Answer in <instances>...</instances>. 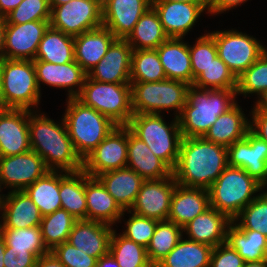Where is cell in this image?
Segmentation results:
<instances>
[{"mask_svg": "<svg viewBox=\"0 0 267 267\" xmlns=\"http://www.w3.org/2000/svg\"><path fill=\"white\" fill-rule=\"evenodd\" d=\"M227 166V147L204 137H183L172 174L181 186L208 189Z\"/></svg>", "mask_w": 267, "mask_h": 267, "instance_id": "obj_1", "label": "cell"}, {"mask_svg": "<svg viewBox=\"0 0 267 267\" xmlns=\"http://www.w3.org/2000/svg\"><path fill=\"white\" fill-rule=\"evenodd\" d=\"M29 110V137L31 150L36 152L52 171L78 172L83 160L77 154L62 118L61 124Z\"/></svg>", "mask_w": 267, "mask_h": 267, "instance_id": "obj_2", "label": "cell"}, {"mask_svg": "<svg viewBox=\"0 0 267 267\" xmlns=\"http://www.w3.org/2000/svg\"><path fill=\"white\" fill-rule=\"evenodd\" d=\"M237 89H200L190 85L178 117L183 137H204L218 116L236 103Z\"/></svg>", "mask_w": 267, "mask_h": 267, "instance_id": "obj_3", "label": "cell"}, {"mask_svg": "<svg viewBox=\"0 0 267 267\" xmlns=\"http://www.w3.org/2000/svg\"><path fill=\"white\" fill-rule=\"evenodd\" d=\"M67 100L63 119L77 154L84 160L117 125L76 97Z\"/></svg>", "mask_w": 267, "mask_h": 267, "instance_id": "obj_4", "label": "cell"}, {"mask_svg": "<svg viewBox=\"0 0 267 267\" xmlns=\"http://www.w3.org/2000/svg\"><path fill=\"white\" fill-rule=\"evenodd\" d=\"M127 127L172 171L179 158L183 139L178 118L167 125L160 114H133Z\"/></svg>", "mask_w": 267, "mask_h": 267, "instance_id": "obj_5", "label": "cell"}, {"mask_svg": "<svg viewBox=\"0 0 267 267\" xmlns=\"http://www.w3.org/2000/svg\"><path fill=\"white\" fill-rule=\"evenodd\" d=\"M262 189L265 188L244 169L227 166L207 189L210 207L233 220L257 197L254 193L262 192Z\"/></svg>", "mask_w": 267, "mask_h": 267, "instance_id": "obj_6", "label": "cell"}, {"mask_svg": "<svg viewBox=\"0 0 267 267\" xmlns=\"http://www.w3.org/2000/svg\"><path fill=\"white\" fill-rule=\"evenodd\" d=\"M0 86L5 108L27 109L38 107L41 90L31 60H0Z\"/></svg>", "mask_w": 267, "mask_h": 267, "instance_id": "obj_7", "label": "cell"}, {"mask_svg": "<svg viewBox=\"0 0 267 267\" xmlns=\"http://www.w3.org/2000/svg\"><path fill=\"white\" fill-rule=\"evenodd\" d=\"M76 98L108 117L117 126H127L133 116L130 83H106L86 76Z\"/></svg>", "mask_w": 267, "mask_h": 267, "instance_id": "obj_8", "label": "cell"}, {"mask_svg": "<svg viewBox=\"0 0 267 267\" xmlns=\"http://www.w3.org/2000/svg\"><path fill=\"white\" fill-rule=\"evenodd\" d=\"M133 114H160L175 109V117L182 112L189 84L172 79L159 82H130ZM179 114H178V113Z\"/></svg>", "mask_w": 267, "mask_h": 267, "instance_id": "obj_9", "label": "cell"}, {"mask_svg": "<svg viewBox=\"0 0 267 267\" xmlns=\"http://www.w3.org/2000/svg\"><path fill=\"white\" fill-rule=\"evenodd\" d=\"M213 36L219 58L238 78L267 49L253 36L238 30L210 32Z\"/></svg>", "mask_w": 267, "mask_h": 267, "instance_id": "obj_10", "label": "cell"}, {"mask_svg": "<svg viewBox=\"0 0 267 267\" xmlns=\"http://www.w3.org/2000/svg\"><path fill=\"white\" fill-rule=\"evenodd\" d=\"M50 27L71 36L103 26L100 0H71L51 8Z\"/></svg>", "mask_w": 267, "mask_h": 267, "instance_id": "obj_11", "label": "cell"}, {"mask_svg": "<svg viewBox=\"0 0 267 267\" xmlns=\"http://www.w3.org/2000/svg\"><path fill=\"white\" fill-rule=\"evenodd\" d=\"M128 127L117 126L83 160V170L90 177L127 166Z\"/></svg>", "mask_w": 267, "mask_h": 267, "instance_id": "obj_12", "label": "cell"}, {"mask_svg": "<svg viewBox=\"0 0 267 267\" xmlns=\"http://www.w3.org/2000/svg\"><path fill=\"white\" fill-rule=\"evenodd\" d=\"M228 166L244 169L264 188L267 186V143L251 130L227 147Z\"/></svg>", "mask_w": 267, "mask_h": 267, "instance_id": "obj_13", "label": "cell"}, {"mask_svg": "<svg viewBox=\"0 0 267 267\" xmlns=\"http://www.w3.org/2000/svg\"><path fill=\"white\" fill-rule=\"evenodd\" d=\"M50 171L34 151L0 157V183L12 191H23ZM14 188V189H13Z\"/></svg>", "mask_w": 267, "mask_h": 267, "instance_id": "obj_14", "label": "cell"}, {"mask_svg": "<svg viewBox=\"0 0 267 267\" xmlns=\"http://www.w3.org/2000/svg\"><path fill=\"white\" fill-rule=\"evenodd\" d=\"M176 185L173 174L166 178L144 180L136 201L128 212L157 221H167Z\"/></svg>", "mask_w": 267, "mask_h": 267, "instance_id": "obj_15", "label": "cell"}, {"mask_svg": "<svg viewBox=\"0 0 267 267\" xmlns=\"http://www.w3.org/2000/svg\"><path fill=\"white\" fill-rule=\"evenodd\" d=\"M49 26V21L6 24L3 58L33 61L37 54L39 43Z\"/></svg>", "mask_w": 267, "mask_h": 267, "instance_id": "obj_16", "label": "cell"}, {"mask_svg": "<svg viewBox=\"0 0 267 267\" xmlns=\"http://www.w3.org/2000/svg\"><path fill=\"white\" fill-rule=\"evenodd\" d=\"M30 150L29 110H0V157L22 154Z\"/></svg>", "mask_w": 267, "mask_h": 267, "instance_id": "obj_17", "label": "cell"}, {"mask_svg": "<svg viewBox=\"0 0 267 267\" xmlns=\"http://www.w3.org/2000/svg\"><path fill=\"white\" fill-rule=\"evenodd\" d=\"M152 0H104L102 2L103 26L116 38L126 39Z\"/></svg>", "mask_w": 267, "mask_h": 267, "instance_id": "obj_18", "label": "cell"}, {"mask_svg": "<svg viewBox=\"0 0 267 267\" xmlns=\"http://www.w3.org/2000/svg\"><path fill=\"white\" fill-rule=\"evenodd\" d=\"M132 52L126 39L116 38L87 76L106 83H130Z\"/></svg>", "mask_w": 267, "mask_h": 267, "instance_id": "obj_19", "label": "cell"}, {"mask_svg": "<svg viewBox=\"0 0 267 267\" xmlns=\"http://www.w3.org/2000/svg\"><path fill=\"white\" fill-rule=\"evenodd\" d=\"M152 6L157 11L163 29L169 38L184 39L201 13L204 10L209 13V4L152 1Z\"/></svg>", "mask_w": 267, "mask_h": 267, "instance_id": "obj_20", "label": "cell"}, {"mask_svg": "<svg viewBox=\"0 0 267 267\" xmlns=\"http://www.w3.org/2000/svg\"><path fill=\"white\" fill-rule=\"evenodd\" d=\"M33 63L39 88L42 82L51 87L68 88V98H75L80 94L87 73L75 60L66 64H54L42 60H33Z\"/></svg>", "mask_w": 267, "mask_h": 267, "instance_id": "obj_21", "label": "cell"}, {"mask_svg": "<svg viewBox=\"0 0 267 267\" xmlns=\"http://www.w3.org/2000/svg\"><path fill=\"white\" fill-rule=\"evenodd\" d=\"M111 225L92 220H77L69 234L67 242L97 260L109 253Z\"/></svg>", "mask_w": 267, "mask_h": 267, "instance_id": "obj_22", "label": "cell"}, {"mask_svg": "<svg viewBox=\"0 0 267 267\" xmlns=\"http://www.w3.org/2000/svg\"><path fill=\"white\" fill-rule=\"evenodd\" d=\"M210 208L207 189L176 185L167 220L184 227L195 217Z\"/></svg>", "mask_w": 267, "mask_h": 267, "instance_id": "obj_23", "label": "cell"}, {"mask_svg": "<svg viewBox=\"0 0 267 267\" xmlns=\"http://www.w3.org/2000/svg\"><path fill=\"white\" fill-rule=\"evenodd\" d=\"M232 220L224 213L210 207L183 227L188 239L216 247L226 242L227 229Z\"/></svg>", "mask_w": 267, "mask_h": 267, "instance_id": "obj_24", "label": "cell"}, {"mask_svg": "<svg viewBox=\"0 0 267 267\" xmlns=\"http://www.w3.org/2000/svg\"><path fill=\"white\" fill-rule=\"evenodd\" d=\"M0 228L21 229L40 226L42 215L39 208L23 191H10L1 207Z\"/></svg>", "mask_w": 267, "mask_h": 267, "instance_id": "obj_25", "label": "cell"}, {"mask_svg": "<svg viewBox=\"0 0 267 267\" xmlns=\"http://www.w3.org/2000/svg\"><path fill=\"white\" fill-rule=\"evenodd\" d=\"M85 195L87 204V220L114 225L120 222L124 212L108 193L102 183L85 172Z\"/></svg>", "mask_w": 267, "mask_h": 267, "instance_id": "obj_26", "label": "cell"}, {"mask_svg": "<svg viewBox=\"0 0 267 267\" xmlns=\"http://www.w3.org/2000/svg\"><path fill=\"white\" fill-rule=\"evenodd\" d=\"M115 39L112 32L104 26L74 36V60L88 74Z\"/></svg>", "mask_w": 267, "mask_h": 267, "instance_id": "obj_27", "label": "cell"}, {"mask_svg": "<svg viewBox=\"0 0 267 267\" xmlns=\"http://www.w3.org/2000/svg\"><path fill=\"white\" fill-rule=\"evenodd\" d=\"M120 208L126 212L134 205L144 179L129 167L108 171L96 177Z\"/></svg>", "mask_w": 267, "mask_h": 267, "instance_id": "obj_28", "label": "cell"}, {"mask_svg": "<svg viewBox=\"0 0 267 267\" xmlns=\"http://www.w3.org/2000/svg\"><path fill=\"white\" fill-rule=\"evenodd\" d=\"M156 50L167 79L193 85L189 44L182 38H168Z\"/></svg>", "mask_w": 267, "mask_h": 267, "instance_id": "obj_29", "label": "cell"}, {"mask_svg": "<svg viewBox=\"0 0 267 267\" xmlns=\"http://www.w3.org/2000/svg\"><path fill=\"white\" fill-rule=\"evenodd\" d=\"M127 152V167L136 171L144 180L161 179L172 175V170L129 128Z\"/></svg>", "mask_w": 267, "mask_h": 267, "instance_id": "obj_30", "label": "cell"}, {"mask_svg": "<svg viewBox=\"0 0 267 267\" xmlns=\"http://www.w3.org/2000/svg\"><path fill=\"white\" fill-rule=\"evenodd\" d=\"M237 103L227 112L220 114L209 128L204 138L225 147L246 137L250 130V122Z\"/></svg>", "mask_w": 267, "mask_h": 267, "instance_id": "obj_31", "label": "cell"}, {"mask_svg": "<svg viewBox=\"0 0 267 267\" xmlns=\"http://www.w3.org/2000/svg\"><path fill=\"white\" fill-rule=\"evenodd\" d=\"M59 194L61 208L77 220H87L85 195V171H59Z\"/></svg>", "mask_w": 267, "mask_h": 267, "instance_id": "obj_32", "label": "cell"}, {"mask_svg": "<svg viewBox=\"0 0 267 267\" xmlns=\"http://www.w3.org/2000/svg\"><path fill=\"white\" fill-rule=\"evenodd\" d=\"M212 250L209 245L182 237L155 267H210Z\"/></svg>", "mask_w": 267, "mask_h": 267, "instance_id": "obj_33", "label": "cell"}, {"mask_svg": "<svg viewBox=\"0 0 267 267\" xmlns=\"http://www.w3.org/2000/svg\"><path fill=\"white\" fill-rule=\"evenodd\" d=\"M169 37L153 6L149 7L126 38L133 50L156 49Z\"/></svg>", "mask_w": 267, "mask_h": 267, "instance_id": "obj_34", "label": "cell"}, {"mask_svg": "<svg viewBox=\"0 0 267 267\" xmlns=\"http://www.w3.org/2000/svg\"><path fill=\"white\" fill-rule=\"evenodd\" d=\"M34 60L54 64H66L74 61V36L49 26L39 43Z\"/></svg>", "mask_w": 267, "mask_h": 267, "instance_id": "obj_35", "label": "cell"}, {"mask_svg": "<svg viewBox=\"0 0 267 267\" xmlns=\"http://www.w3.org/2000/svg\"><path fill=\"white\" fill-rule=\"evenodd\" d=\"M226 243L238 252L244 262L266 260L267 237L259 231L240 230L232 222L227 229Z\"/></svg>", "mask_w": 267, "mask_h": 267, "instance_id": "obj_36", "label": "cell"}, {"mask_svg": "<svg viewBox=\"0 0 267 267\" xmlns=\"http://www.w3.org/2000/svg\"><path fill=\"white\" fill-rule=\"evenodd\" d=\"M40 210L42 216L61 209L59 171H48L24 190Z\"/></svg>", "mask_w": 267, "mask_h": 267, "instance_id": "obj_37", "label": "cell"}, {"mask_svg": "<svg viewBox=\"0 0 267 267\" xmlns=\"http://www.w3.org/2000/svg\"><path fill=\"white\" fill-rule=\"evenodd\" d=\"M183 228L170 221H159L147 246L149 262L155 267L183 237Z\"/></svg>", "mask_w": 267, "mask_h": 267, "instance_id": "obj_38", "label": "cell"}, {"mask_svg": "<svg viewBox=\"0 0 267 267\" xmlns=\"http://www.w3.org/2000/svg\"><path fill=\"white\" fill-rule=\"evenodd\" d=\"M76 221V218L62 208L42 217L40 224L42 238L49 251L68 240Z\"/></svg>", "mask_w": 267, "mask_h": 267, "instance_id": "obj_39", "label": "cell"}, {"mask_svg": "<svg viewBox=\"0 0 267 267\" xmlns=\"http://www.w3.org/2000/svg\"><path fill=\"white\" fill-rule=\"evenodd\" d=\"M167 79L156 49L133 50L130 82H159Z\"/></svg>", "mask_w": 267, "mask_h": 267, "instance_id": "obj_40", "label": "cell"}, {"mask_svg": "<svg viewBox=\"0 0 267 267\" xmlns=\"http://www.w3.org/2000/svg\"><path fill=\"white\" fill-rule=\"evenodd\" d=\"M109 252L120 267H154L148 259L147 249L131 239L113 231Z\"/></svg>", "mask_w": 267, "mask_h": 267, "instance_id": "obj_41", "label": "cell"}, {"mask_svg": "<svg viewBox=\"0 0 267 267\" xmlns=\"http://www.w3.org/2000/svg\"><path fill=\"white\" fill-rule=\"evenodd\" d=\"M0 235L6 247L27 249L37 258L50 252L44 244L40 226L21 229L0 228Z\"/></svg>", "mask_w": 267, "mask_h": 267, "instance_id": "obj_42", "label": "cell"}, {"mask_svg": "<svg viewBox=\"0 0 267 267\" xmlns=\"http://www.w3.org/2000/svg\"><path fill=\"white\" fill-rule=\"evenodd\" d=\"M193 86L200 89H237V78L217 56L193 81Z\"/></svg>", "mask_w": 267, "mask_h": 267, "instance_id": "obj_43", "label": "cell"}, {"mask_svg": "<svg viewBox=\"0 0 267 267\" xmlns=\"http://www.w3.org/2000/svg\"><path fill=\"white\" fill-rule=\"evenodd\" d=\"M232 222L240 230L259 231L267 237V191L259 193Z\"/></svg>", "mask_w": 267, "mask_h": 267, "instance_id": "obj_44", "label": "cell"}, {"mask_svg": "<svg viewBox=\"0 0 267 267\" xmlns=\"http://www.w3.org/2000/svg\"><path fill=\"white\" fill-rule=\"evenodd\" d=\"M267 89V49L237 78V95L257 94Z\"/></svg>", "mask_w": 267, "mask_h": 267, "instance_id": "obj_45", "label": "cell"}, {"mask_svg": "<svg viewBox=\"0 0 267 267\" xmlns=\"http://www.w3.org/2000/svg\"><path fill=\"white\" fill-rule=\"evenodd\" d=\"M49 0H23L5 16L6 24H24L31 21H50Z\"/></svg>", "mask_w": 267, "mask_h": 267, "instance_id": "obj_46", "label": "cell"}, {"mask_svg": "<svg viewBox=\"0 0 267 267\" xmlns=\"http://www.w3.org/2000/svg\"><path fill=\"white\" fill-rule=\"evenodd\" d=\"M189 53L194 81L218 56L213 36L209 32L200 36L195 45L189 46Z\"/></svg>", "mask_w": 267, "mask_h": 267, "instance_id": "obj_47", "label": "cell"}, {"mask_svg": "<svg viewBox=\"0 0 267 267\" xmlns=\"http://www.w3.org/2000/svg\"><path fill=\"white\" fill-rule=\"evenodd\" d=\"M158 222L155 219L132 213V216L125 223L126 229L122 235L147 248Z\"/></svg>", "mask_w": 267, "mask_h": 267, "instance_id": "obj_48", "label": "cell"}, {"mask_svg": "<svg viewBox=\"0 0 267 267\" xmlns=\"http://www.w3.org/2000/svg\"><path fill=\"white\" fill-rule=\"evenodd\" d=\"M65 267H96L97 259L70 243L63 242L51 251Z\"/></svg>", "mask_w": 267, "mask_h": 267, "instance_id": "obj_49", "label": "cell"}, {"mask_svg": "<svg viewBox=\"0 0 267 267\" xmlns=\"http://www.w3.org/2000/svg\"><path fill=\"white\" fill-rule=\"evenodd\" d=\"M244 263L238 252L226 242L212 250L210 267H243Z\"/></svg>", "mask_w": 267, "mask_h": 267, "instance_id": "obj_50", "label": "cell"}, {"mask_svg": "<svg viewBox=\"0 0 267 267\" xmlns=\"http://www.w3.org/2000/svg\"><path fill=\"white\" fill-rule=\"evenodd\" d=\"M37 257L27 249L6 247L4 251V267H35Z\"/></svg>", "mask_w": 267, "mask_h": 267, "instance_id": "obj_51", "label": "cell"}, {"mask_svg": "<svg viewBox=\"0 0 267 267\" xmlns=\"http://www.w3.org/2000/svg\"><path fill=\"white\" fill-rule=\"evenodd\" d=\"M252 122H250V130L260 139L267 143V112L251 111Z\"/></svg>", "mask_w": 267, "mask_h": 267, "instance_id": "obj_52", "label": "cell"}, {"mask_svg": "<svg viewBox=\"0 0 267 267\" xmlns=\"http://www.w3.org/2000/svg\"><path fill=\"white\" fill-rule=\"evenodd\" d=\"M247 0H209V14L217 15L245 3Z\"/></svg>", "mask_w": 267, "mask_h": 267, "instance_id": "obj_53", "label": "cell"}, {"mask_svg": "<svg viewBox=\"0 0 267 267\" xmlns=\"http://www.w3.org/2000/svg\"><path fill=\"white\" fill-rule=\"evenodd\" d=\"M35 267H65V266L50 251L49 253L37 258Z\"/></svg>", "mask_w": 267, "mask_h": 267, "instance_id": "obj_54", "label": "cell"}, {"mask_svg": "<svg viewBox=\"0 0 267 267\" xmlns=\"http://www.w3.org/2000/svg\"><path fill=\"white\" fill-rule=\"evenodd\" d=\"M23 0H0V16L5 17L14 10Z\"/></svg>", "mask_w": 267, "mask_h": 267, "instance_id": "obj_55", "label": "cell"}, {"mask_svg": "<svg viewBox=\"0 0 267 267\" xmlns=\"http://www.w3.org/2000/svg\"><path fill=\"white\" fill-rule=\"evenodd\" d=\"M96 267H120L118 262L115 260V258L112 256V254L109 252L108 254L101 256L97 262Z\"/></svg>", "mask_w": 267, "mask_h": 267, "instance_id": "obj_56", "label": "cell"}, {"mask_svg": "<svg viewBox=\"0 0 267 267\" xmlns=\"http://www.w3.org/2000/svg\"><path fill=\"white\" fill-rule=\"evenodd\" d=\"M258 97V101L255 102L253 111H264L267 112V89H265Z\"/></svg>", "mask_w": 267, "mask_h": 267, "instance_id": "obj_57", "label": "cell"}, {"mask_svg": "<svg viewBox=\"0 0 267 267\" xmlns=\"http://www.w3.org/2000/svg\"><path fill=\"white\" fill-rule=\"evenodd\" d=\"M5 17L0 16V60L3 59L4 47H5Z\"/></svg>", "mask_w": 267, "mask_h": 267, "instance_id": "obj_58", "label": "cell"}, {"mask_svg": "<svg viewBox=\"0 0 267 267\" xmlns=\"http://www.w3.org/2000/svg\"><path fill=\"white\" fill-rule=\"evenodd\" d=\"M152 1H170V2H184L191 4H209V0H152Z\"/></svg>", "mask_w": 267, "mask_h": 267, "instance_id": "obj_59", "label": "cell"}, {"mask_svg": "<svg viewBox=\"0 0 267 267\" xmlns=\"http://www.w3.org/2000/svg\"><path fill=\"white\" fill-rule=\"evenodd\" d=\"M243 267H267V260L245 262Z\"/></svg>", "mask_w": 267, "mask_h": 267, "instance_id": "obj_60", "label": "cell"}, {"mask_svg": "<svg viewBox=\"0 0 267 267\" xmlns=\"http://www.w3.org/2000/svg\"><path fill=\"white\" fill-rule=\"evenodd\" d=\"M5 248H6L5 241L2 238V236L0 235V267H4L3 259H4Z\"/></svg>", "mask_w": 267, "mask_h": 267, "instance_id": "obj_61", "label": "cell"}, {"mask_svg": "<svg viewBox=\"0 0 267 267\" xmlns=\"http://www.w3.org/2000/svg\"><path fill=\"white\" fill-rule=\"evenodd\" d=\"M69 1H71V0H49V3H50V7L54 8L56 6H60V5L66 4Z\"/></svg>", "mask_w": 267, "mask_h": 267, "instance_id": "obj_62", "label": "cell"}, {"mask_svg": "<svg viewBox=\"0 0 267 267\" xmlns=\"http://www.w3.org/2000/svg\"><path fill=\"white\" fill-rule=\"evenodd\" d=\"M1 183H0V192H1ZM4 197H5V195L4 194H0V209H1V207H2V204H3V202H4Z\"/></svg>", "mask_w": 267, "mask_h": 267, "instance_id": "obj_63", "label": "cell"}, {"mask_svg": "<svg viewBox=\"0 0 267 267\" xmlns=\"http://www.w3.org/2000/svg\"><path fill=\"white\" fill-rule=\"evenodd\" d=\"M4 109V102L1 95V86H0V110Z\"/></svg>", "mask_w": 267, "mask_h": 267, "instance_id": "obj_64", "label": "cell"}]
</instances>
